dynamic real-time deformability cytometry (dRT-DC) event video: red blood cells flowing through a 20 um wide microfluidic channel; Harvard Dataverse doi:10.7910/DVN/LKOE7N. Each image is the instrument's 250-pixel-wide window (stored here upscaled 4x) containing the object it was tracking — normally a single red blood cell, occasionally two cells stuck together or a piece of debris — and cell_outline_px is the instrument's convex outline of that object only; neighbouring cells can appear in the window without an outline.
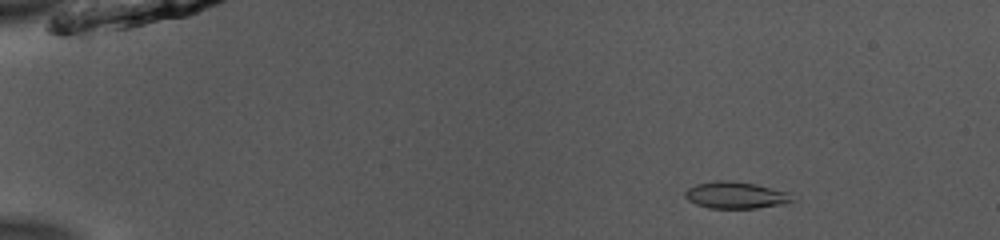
{"species": "common noctule bat (a hibernating species)", "species_latin": "Nyctalus noctula", "temperature_condition": "room temperature", "stored_images_in_passage": 52, "camera_frame_rate_fps": 3000, "um_per_image_px": 0.085, "animal": {"sex": "male", "body_mass_g": 13.0, "forearm_length_mm": 53.1}, "frame": {"image": 1, "passage_image": 8, "time_ms": 2.333, "image_size_px": [1000, 240], "cell_outline_px": [[800, 196], [788, 204], [756, 208], [708, 208], [696, 204], [688, 200], [684, 196], [684, 192], [688, 188], [696, 184], [716, 180], [728, 180], [756, 184], [788, 192]], "centroid_in_image_um": [62.61, 16.59], "position_along_channel_um": 22.4, "area_um2": 17.11}}
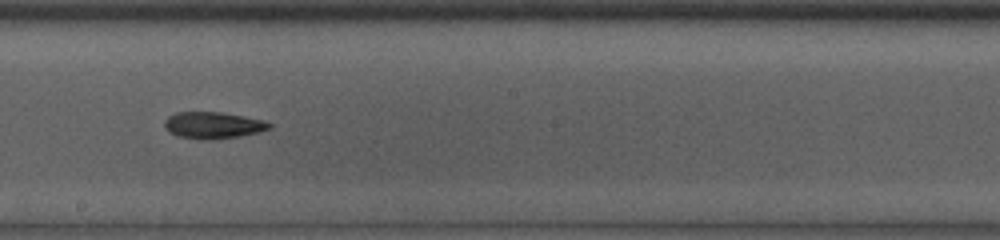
{"frame": {"image": 2, "passage_image": 31, "time_ms": 10.0, "image_size_px": [1000, 240], "cell_outline_px": [[272, 128], [260, 132], [240, 136], [212, 140], [200, 140], [176, 136], [168, 132], [164, 128], [164, 120], [168, 116], [176, 112], [220, 112], [244, 116], [264, 120], [272, 124]], "centroid_in_image_um": [18.09, 10.66], "position_along_channel_um": 230.1, "area_um2": 16.65}}
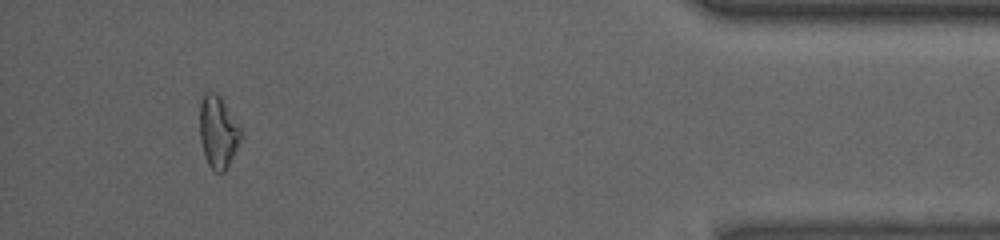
{"frame": {"image": 3, "passage_image": 49, "time_ms": 16.0, "image_size_px": [1000, 240], "cell_outline_px": [[244, 136], [228, 168], [224, 172], [216, 172], [208, 164], [200, 140], [200, 100], [204, 92], [212, 92], [220, 96], [240, 128]], "centroid_in_image_um": [18.56, 11.24], "position_along_channel_um": 416.6, "area_um2": 17.4}, "authors_computed_cell_mechanics": {"area_um2": 16.5597, "velocity_mm_per_s": 3.9533, "shape_relaxation_time_tau1_ms": null, "shape_relaxation_time_tau2_ms": 4.8512, "deformation_change_tau1": null, "deformation_change_tau2": 0.1158}}